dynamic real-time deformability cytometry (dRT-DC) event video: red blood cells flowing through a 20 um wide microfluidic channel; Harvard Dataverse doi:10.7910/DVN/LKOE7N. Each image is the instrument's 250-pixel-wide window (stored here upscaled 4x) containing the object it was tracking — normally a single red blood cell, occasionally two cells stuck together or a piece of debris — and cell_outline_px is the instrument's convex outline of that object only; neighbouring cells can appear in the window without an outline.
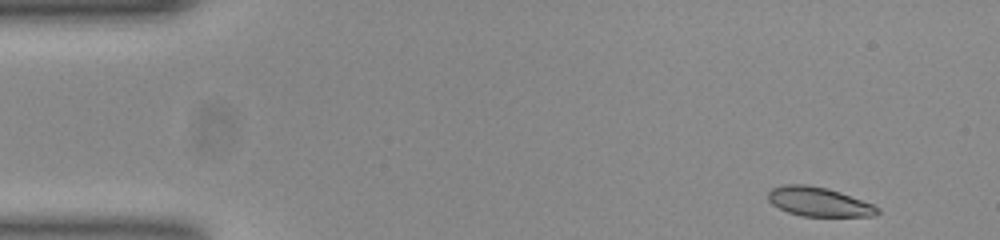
{"species": "common noctule bat (a hibernating species)", "species_latin": "Nyctalus noctula", "temperature_condition": "room temperature", "stored_images_in_passage": 41, "camera_frame_rate_fps": 3000, "um_per_image_px": 0.085, "animal": {"sex": "female", "body_mass_g": 23.0, "forearm_length_mm": 53.4}, "frame": {"image": 1, "passage_image": 1, "time_ms": 0.0, "image_size_px": [1000, 240], "cell_outline_px": [[880, 212], [872, 216], [804, 216], [788, 212], [772, 204], [768, 200], [768, 192], [772, 188], [784, 184], [804, 184], [824, 188], [840, 192], [872, 204], [880, 208]], "centroid_in_image_um": [69.58, 17.15], "position_along_channel_um": 15.4, "area_um2": 18.38}}
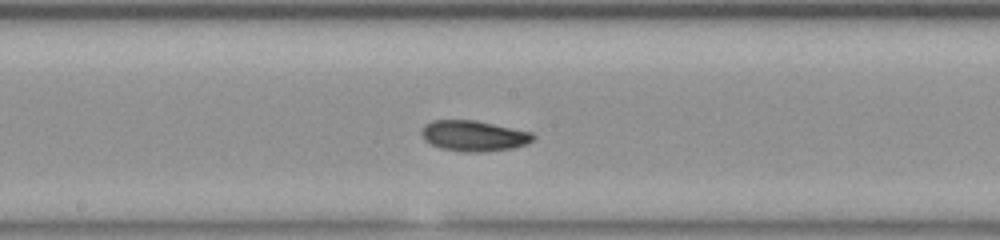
{"frame": {"image": 2, "passage_image": 24, "time_ms": 7.667, "image_size_px": [1000, 240], "cell_outline_px": [[536, 136], [532, 140], [524, 144], [512, 148], [480, 152], [460, 152], [440, 148], [424, 140], [420, 132], [424, 124], [432, 120], [476, 120], [532, 132]], "centroid_in_image_um": [40.23, 11.54], "position_along_channel_um": 208.0, "area_um2": 20.0}}
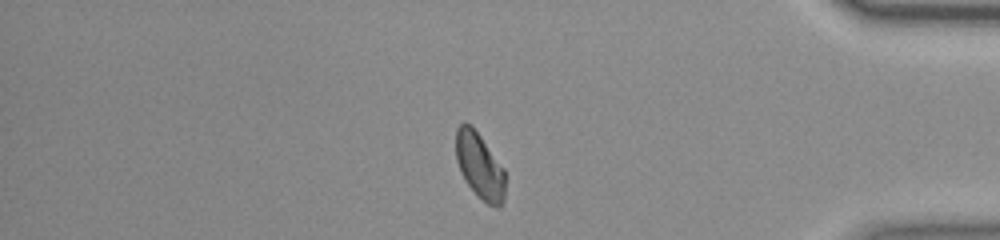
{"frame": {"image": 3, "passage_image": 41, "time_ms": 13.333, "image_size_px": [1000, 240], "cell_outline_px": [[504, 200], [500, 208], [496, 208], [488, 204], [468, 184], [460, 172], [456, 160], [456, 128], [464, 120], [472, 124], [504, 168]], "centroid_in_image_um": [40.76, 14.04], "position_along_channel_um": 394.4, "area_um2": 18.96}, "authors_computed_cell_mechanics": {"area_um2": 19.2474, "velocity_mm_per_s": 3.8677, "shape_relaxation_time_tau1_ms": 4.4662, "shape_relaxation_time_tau2_ms": 1.8652, "deformation_change_tau1": 0.0901, "deformation_change_tau2": 0.0483}}